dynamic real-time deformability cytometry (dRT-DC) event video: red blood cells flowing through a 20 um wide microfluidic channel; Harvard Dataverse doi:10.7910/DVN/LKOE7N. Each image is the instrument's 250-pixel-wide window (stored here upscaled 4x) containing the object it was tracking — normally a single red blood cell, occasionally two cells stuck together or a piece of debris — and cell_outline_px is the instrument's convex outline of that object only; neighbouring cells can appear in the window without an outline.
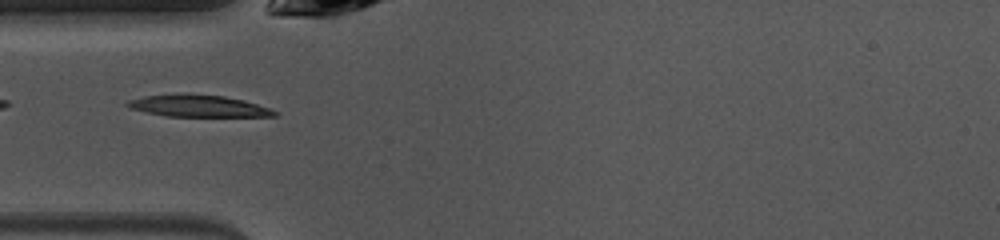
{"species": "common noctule bat (a hibernating species)", "species_latin": "Nyctalus noctula", "temperature_condition": "warm", "stored_images_in_passage": 46, "camera_frame_rate_fps": 3000, "um_per_image_px": 0.085, "animal": {"sex": "female", "body_mass_g": 10.0, "forearm_length_mm": 53.1}, "frame": {"image": 1, "passage_image": 12, "time_ms": 3.667, "image_size_px": [1000, 240], "cell_outline_px": [[280, 112], [276, 116], [164, 116], [128, 108], [124, 104], [128, 100], [144, 96], [184, 92], [224, 96], [244, 100]], "centroid_in_image_um": [16.79, 8.99], "position_along_channel_um": 68.2, "area_um2": 19.02}}
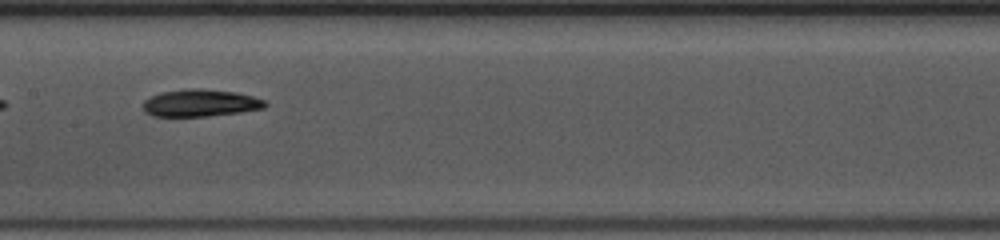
{"frame": {"image": 2, "passage_image": 21, "time_ms": 6.667, "image_size_px": [1000, 240], "cell_outline_px": [[268, 104], [264, 108], [240, 112], [208, 116], [152, 116], [144, 112], [144, 100], [160, 92], [184, 88], [196, 88], [236, 92], [252, 96], [264, 100]], "centroid_in_image_um": [17.02, 8.75], "position_along_channel_um": 190.4, "area_um2": 19.36}}
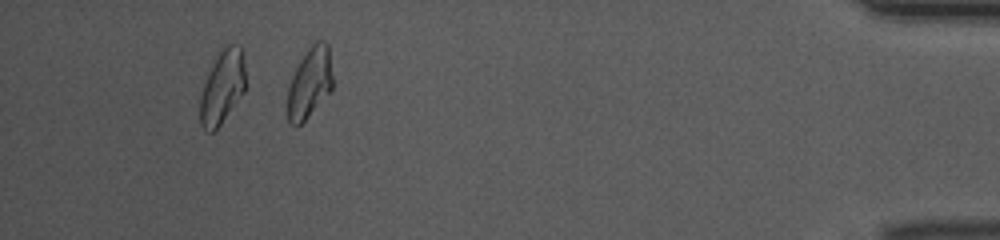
{"frame": {"image": 3, "passage_image": 42, "time_ms": 13.667, "image_size_px": [1000, 240], "cell_outline_px": [[244, 92], [220, 124], [212, 132], [208, 132], [200, 124], [200, 96], [208, 72], [216, 52], [228, 44], [240, 44], [244, 60]], "centroid_in_image_um": [18.88, 7.34], "position_along_channel_um": 416.3, "area_um2": 19.42}, "authors_computed_cell_mechanics": {"area_um2": 19.0162, "velocity_mm_per_s": 4.032, "shape_relaxation_time_tau1_ms": 4.2465, "shape_relaxation_time_tau2_ms": null, "deformation_change_tau1": 0.1892, "deformation_change_tau2": null}}